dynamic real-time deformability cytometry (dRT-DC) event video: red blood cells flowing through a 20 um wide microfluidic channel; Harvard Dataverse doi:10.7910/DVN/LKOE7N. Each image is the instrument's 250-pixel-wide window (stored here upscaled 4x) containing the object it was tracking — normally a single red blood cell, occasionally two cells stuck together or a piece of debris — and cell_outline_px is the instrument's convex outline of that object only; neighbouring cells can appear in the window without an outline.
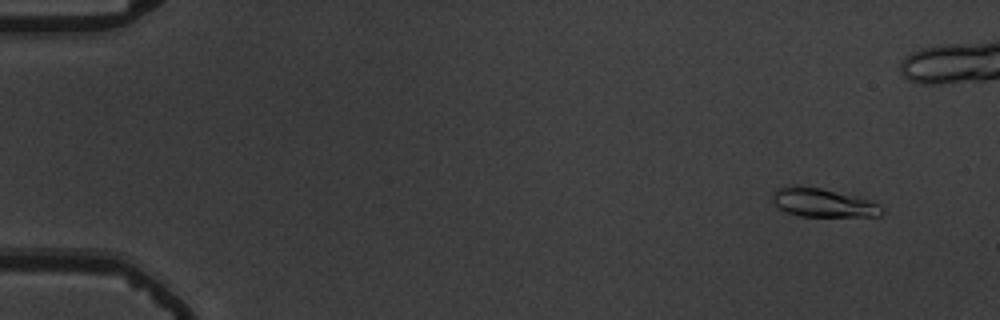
{"species": "common noctule bat (a hibernating species)", "species_latin": "Nyctalus noctula", "temperature_condition": "warm", "stored_images_in_passage": 58, "camera_frame_rate_fps": 3000, "um_per_image_px": 0.085, "animal": {"sex": "male", "body_mass_g": 19.5, "forearm_length_mm": 54.6}, "frame": {"image": 1, "passage_image": 5, "time_ms": 1.333, "image_size_px": [1000, 320], "cell_outline_px": [[884, 212], [880, 216], [800, 216], [784, 212], [772, 200], [772, 192], [776, 188], [792, 184], [820, 188], [864, 196], [880, 204], [884, 208]], "centroid_in_image_um": [70.0, 17.21], "position_along_channel_um": 15.0, "area_um2": 18.9}}
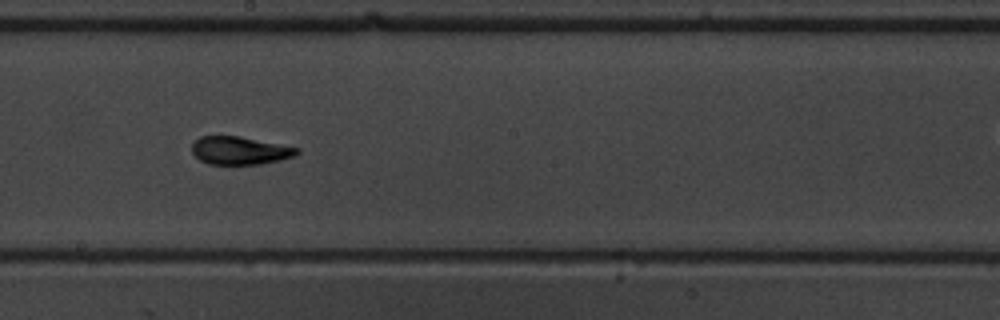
{"frame": {"image": 2, "passage_image": 33, "time_ms": 10.667, "image_size_px": [1000, 320], "cell_outline_px": [[300, 152], [296, 156], [280, 160], [260, 164], [208, 164], [200, 160], [192, 152], [192, 144], [200, 136], [240, 136], [300, 148]], "centroid_in_image_um": [20.41, 12.79], "position_along_channel_um": 227.8, "area_um2": 17.17}}
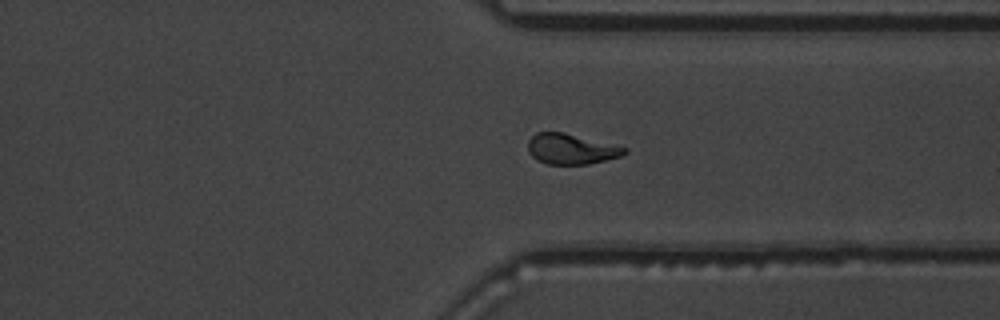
{"frame": {"image": 3, "passage_image": 44, "time_ms": 14.333, "image_size_px": [1000, 320], "cell_outline_px": [[628, 152], [620, 156], [588, 164], [548, 164], [536, 160], [528, 152], [528, 140], [536, 132], [564, 132], [628, 148]], "centroid_in_image_um": [48.52, 12.66], "position_along_channel_um": 362.9, "area_um2": 17.05}, "authors_computed_cell_mechanics": {"area_um2": 17.2244, "velocity_mm_per_s": 3.6794, "shape_relaxation_time_tau1_ms": 5.8507, "shape_relaxation_time_tau2_ms": 1.7938, "deformation_change_tau1": 0.1939, "deformation_change_tau2": 0.0779}}